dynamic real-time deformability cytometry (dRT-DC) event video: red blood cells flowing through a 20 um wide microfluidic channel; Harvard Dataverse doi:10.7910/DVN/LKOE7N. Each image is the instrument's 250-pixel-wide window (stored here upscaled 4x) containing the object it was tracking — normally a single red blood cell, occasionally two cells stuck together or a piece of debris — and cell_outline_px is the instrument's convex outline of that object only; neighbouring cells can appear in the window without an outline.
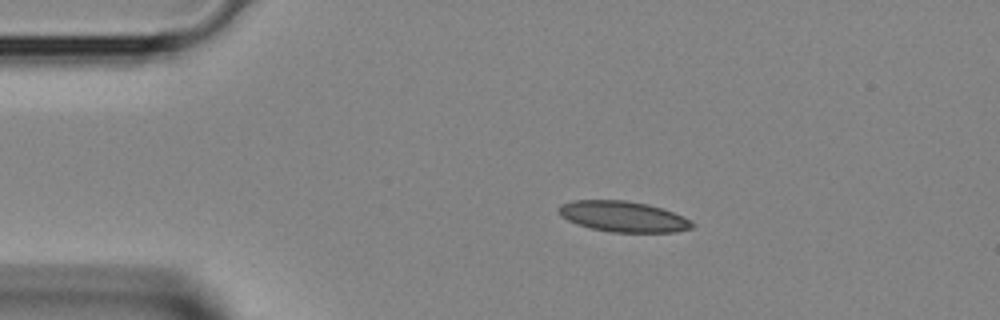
{"species": "Egyptian fruit bat (a non-hibernating species)", "species_latin": "Rousettus aegyptiacus", "temperature_condition": "room temperature", "stored_images_in_passage": 1, "camera_frame_rate_fps": 3000, "um_per_image_px": 0.085, "animal": {"sex": "female"}, "frame": {"image": 1, "passage_image": 1, "time_ms": 0.0, "image_size_px": [1000, 320], "cell_outline_px": [[696, 224], [692, 228], [676, 232], [612, 232], [592, 228], [576, 224], [560, 216], [556, 208], [560, 204], [572, 200], [624, 200], [648, 204], [684, 216]], "centroid_in_image_um": [52.95, 18.4], "position_along_channel_um": 32.1, "area_um2": 23.99}}